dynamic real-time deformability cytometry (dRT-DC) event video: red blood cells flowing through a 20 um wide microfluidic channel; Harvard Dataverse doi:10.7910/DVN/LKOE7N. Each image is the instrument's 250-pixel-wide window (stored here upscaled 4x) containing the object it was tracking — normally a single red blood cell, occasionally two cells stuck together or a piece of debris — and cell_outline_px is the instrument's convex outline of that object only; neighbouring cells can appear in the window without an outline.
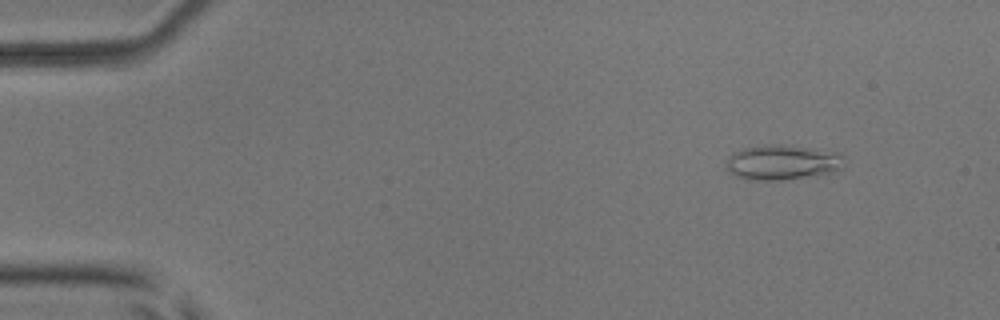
{"species": "common noctule bat (a hibernating species)", "species_latin": "Nyctalus noctula", "temperature_condition": "room temperature", "stored_images_in_passage": 48, "camera_frame_rate_fps": 3000, "um_per_image_px": 0.085, "animal": {"sex": "male", "body_mass_g": 17.9, "forearm_length_mm": 54.2}, "frame": {"image": 1, "passage_image": 1, "time_ms": 0.0, "image_size_px": [1000, 320], "cell_outline_px": [[844, 168], [832, 172], [784, 180], [748, 180], [736, 176], [728, 172], [728, 156], [744, 148], [768, 144], [784, 144], [816, 148], [840, 152], [844, 156]], "centroid_in_image_um": [66.56, 13.79], "position_along_channel_um": 18.4, "area_um2": 24.33}}
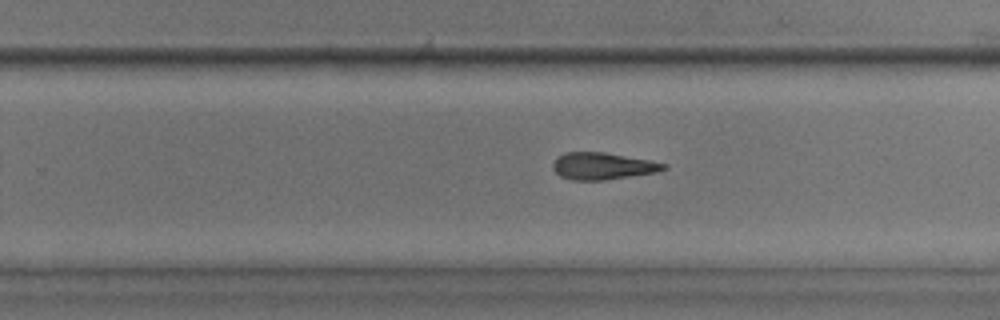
{"frame": {"image": 2, "passage_image": 29, "time_ms": 9.333, "image_size_px": [1000, 320], "cell_outline_px": [[668, 168], [656, 172], [604, 180], [572, 180], [560, 176], [552, 168], [552, 164], [556, 156], [564, 152], [604, 152], [648, 160], [668, 164]], "centroid_in_image_um": [51.18, 14.11], "position_along_channel_um": 278.6, "area_um2": 17.4}}
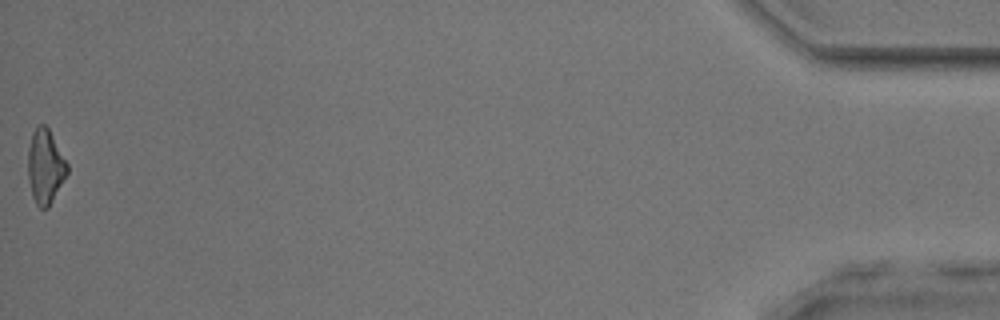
{"frame": {"image": 3, "passage_image": 48, "time_ms": 15.667, "image_size_px": [1000, 320], "cell_outline_px": [[68, 172], [48, 208], [40, 208], [36, 204], [32, 196], [28, 180], [28, 148], [32, 132], [36, 124], [44, 124], [48, 128], [68, 164]], "centroid_in_image_um": [3.83, 14.14], "position_along_channel_um": 431.4, "area_um2": 16.99}, "authors_computed_cell_mechanics": {"area_um2": 18.1781, "velocity_mm_per_s": 3.9315, "shape_relaxation_time_tau1_ms": 3.2823, "shape_relaxation_time_tau2_ms": 3.0259, "deformation_change_tau1": 0.1288, "deformation_change_tau2": 0.1325}}